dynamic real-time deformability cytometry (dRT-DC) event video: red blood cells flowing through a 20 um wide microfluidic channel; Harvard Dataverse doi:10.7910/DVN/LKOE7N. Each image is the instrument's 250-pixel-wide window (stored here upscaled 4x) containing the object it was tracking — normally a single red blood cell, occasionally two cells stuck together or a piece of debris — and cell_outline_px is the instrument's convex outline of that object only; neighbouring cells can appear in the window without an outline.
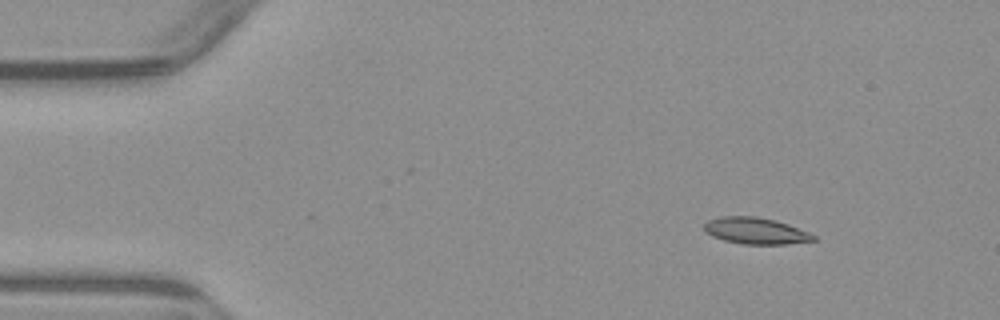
{"species": "common noctule bat (a hibernating species)", "species_latin": "Nyctalus noctula", "temperature_condition": "warm", "stored_images_in_passage": 4, "camera_frame_rate_fps": 3000, "um_per_image_px": 0.085, "animal": {"sex": "male", "body_mass_g": 23.1, "forearm_length_mm": 52.7}, "frame": {"image": 1, "passage_image": 2, "time_ms": 1.333, "image_size_px": [1000, 320], "cell_outline_px": [[816, 240], [788, 244], [744, 244], [724, 240], [712, 236], [704, 232], [704, 224], [708, 220], [720, 216], [756, 216], [776, 220], [788, 224], [808, 232], [816, 236]], "centroid_in_image_um": [64.21, 19.61], "position_along_channel_um": 20.8, "area_um2": 16.94}}